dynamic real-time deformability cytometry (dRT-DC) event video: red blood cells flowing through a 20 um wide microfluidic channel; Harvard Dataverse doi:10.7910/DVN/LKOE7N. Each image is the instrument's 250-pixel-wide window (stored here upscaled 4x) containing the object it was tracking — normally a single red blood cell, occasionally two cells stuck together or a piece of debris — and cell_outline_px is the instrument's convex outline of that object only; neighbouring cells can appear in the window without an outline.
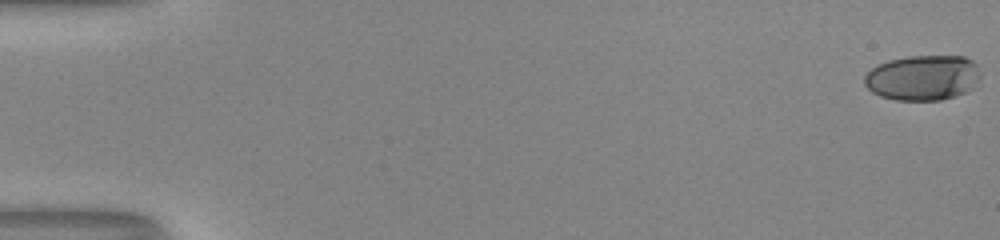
{"species": "human", "species_latin": "Homo sapiens", "temperature_condition": "room temperature", "stored_images_in_passage": 54, "camera_frame_rate_fps": 3000, "um_per_image_px": 0.085, "donor": {"sex": "male"}, "frame": {"image": 1, "passage_image": 1, "time_ms": 0.0, "image_size_px": [1000, 240], "cell_outline_px": [[980, 76], [972, 88], [956, 96], [940, 100], [896, 100], [880, 96], [872, 92], [864, 84], [864, 76], [876, 64], [888, 60], [908, 56], [964, 56], [972, 60], [976, 64]], "centroid_in_image_um": [78.41, 6.6], "position_along_channel_um": 6.6, "area_um2": 30.69}}
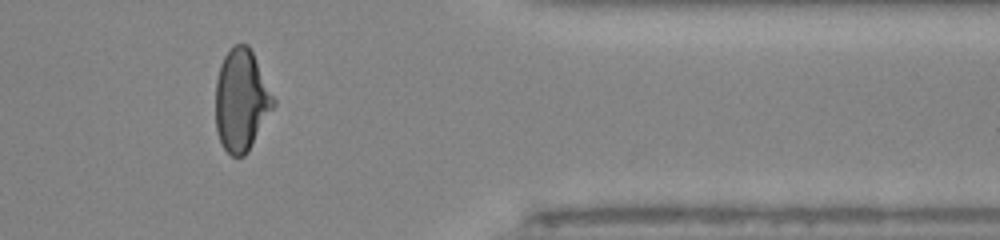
{"frame": {"image": 2, "passage_image": 45, "time_ms": 14.667, "image_size_px": [1000, 240], "cell_outline_px": [[276, 104], [248, 152], [244, 156], [232, 156], [224, 148], [216, 132], [216, 80], [220, 64], [228, 48], [232, 44], [248, 44], [276, 100]], "centroid_in_image_um": [20.51, 8.51], "position_along_channel_um": 390.9, "area_um2": 34.45}}
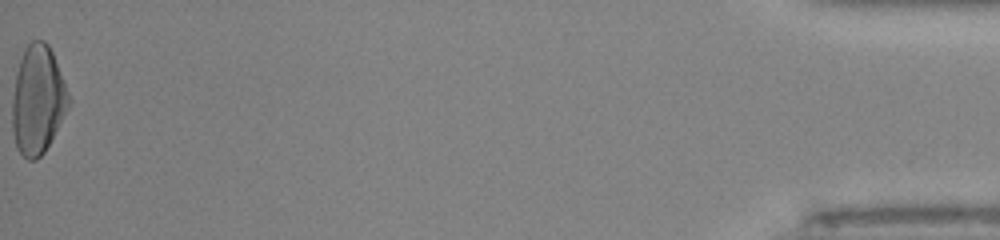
{"frame": {"image": 3, "passage_image": 54, "time_ms": 17.667, "image_size_px": [1000, 240], "cell_outline_px": [[72, 100], [68, 108], [44, 152], [36, 160], [28, 160], [16, 148], [12, 132], [12, 100], [16, 76], [20, 60], [24, 48], [32, 40], [44, 40], [48, 44], [52, 52]], "centroid_in_image_um": [3.2, 8.5], "position_along_channel_um": 432.0, "area_um2": 35.55}, "authors_computed_cell_mechanics": {"area_um2": 33.5818, "velocity_mm_per_s": 4.0956, "shape_relaxation_time_tau1_ms": 7.344, "shape_relaxation_time_tau2_ms": 1.3102, "deformation_change_tau1": 0.2514, "deformation_change_tau2": 0.0518}}